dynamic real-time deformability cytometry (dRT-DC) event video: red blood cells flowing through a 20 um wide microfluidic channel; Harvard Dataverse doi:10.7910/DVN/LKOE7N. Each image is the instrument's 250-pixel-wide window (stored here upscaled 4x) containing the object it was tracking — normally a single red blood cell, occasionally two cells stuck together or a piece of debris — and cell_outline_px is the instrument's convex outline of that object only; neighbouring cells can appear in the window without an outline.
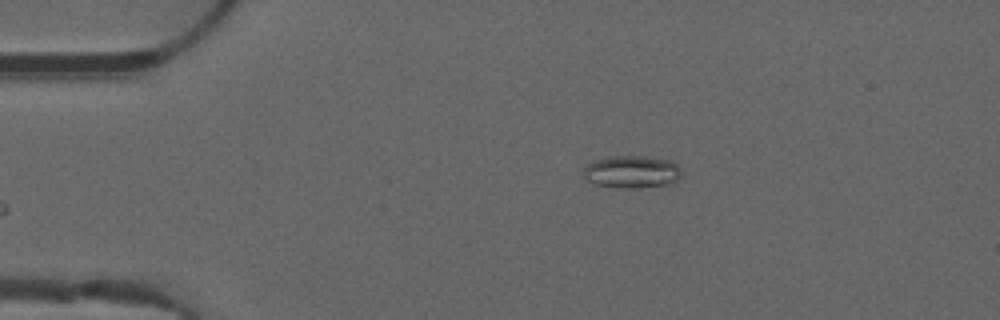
{"species": "common noctule bat (a hibernating species)", "species_latin": "Nyctalus noctula", "temperature_condition": "warm", "stored_images_in_passage": 36, "camera_frame_rate_fps": 3000, "um_per_image_px": 0.085, "animal": {"sex": "male", "forearm_length_mm": 52.5}, "frame": {"image": 1, "passage_image": 1, "time_ms": 0.0, "image_size_px": [1000, 320], "cell_outline_px": [[684, 172], [676, 180], [664, 184], [640, 188], [616, 188], [596, 184], [588, 180], [584, 176], [584, 168], [588, 164], [596, 160], [608, 156], [644, 156], [672, 160]], "centroid_in_image_um": [53.72, 14.6], "position_along_channel_um": 31.3, "area_um2": 18.55}}
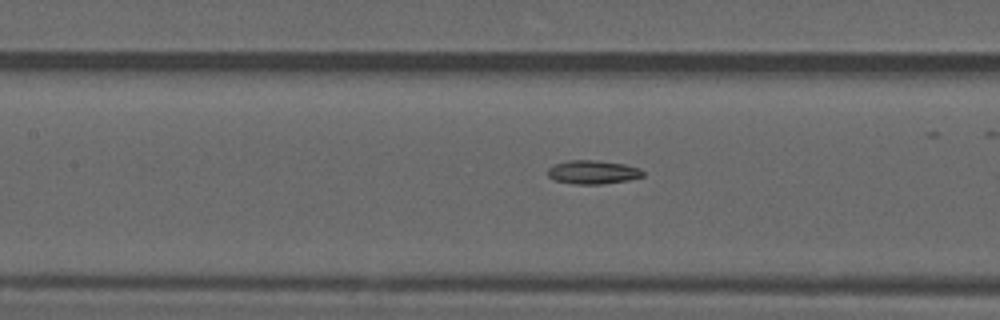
{"frame": {"image": 2, "passage_image": 14, "time_ms": 4.333, "image_size_px": [1000, 320], "cell_outline_px": [[644, 176], [628, 180], [600, 184], [572, 184], [552, 180], [548, 176], [548, 168], [556, 164], [568, 160], [596, 160], [624, 164], [640, 168], [644, 172]], "centroid_in_image_um": [50.38, 14.63], "position_along_channel_um": 157.0, "area_um2": 13.18}}
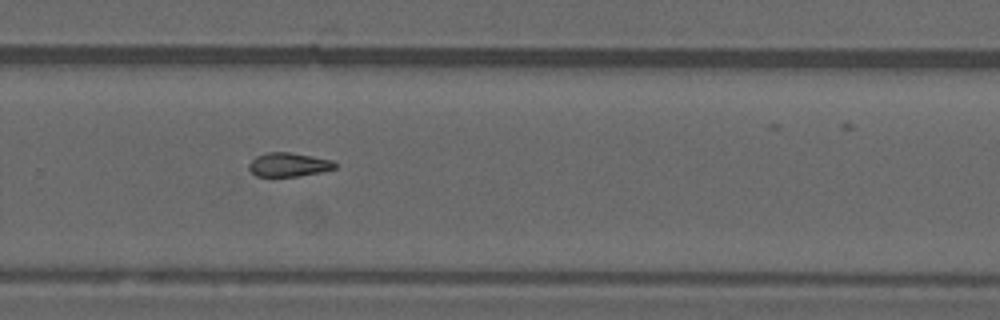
{"frame": {"image": 3, "passage_image": 25, "time_ms": 8.0, "image_size_px": [1000, 320], "cell_outline_px": [[336, 168], [320, 172], [300, 176], [256, 176], [248, 168], [248, 164], [256, 156], [268, 152], [288, 152], [332, 160], [336, 164]], "centroid_in_image_um": [24.52, 14.0], "position_along_channel_um": 305.3, "area_um2": 11.85}, "authors_computed_cell_mechanics": {"area_um2": 12.3981, "velocity_mm_per_s": 4.0605, "shape_relaxation_time_tau1_ms": null, "shape_relaxation_time_tau2_ms": 6.7646, "deformation_change_tau1": null, "deformation_change_tau2": 0.1701}}